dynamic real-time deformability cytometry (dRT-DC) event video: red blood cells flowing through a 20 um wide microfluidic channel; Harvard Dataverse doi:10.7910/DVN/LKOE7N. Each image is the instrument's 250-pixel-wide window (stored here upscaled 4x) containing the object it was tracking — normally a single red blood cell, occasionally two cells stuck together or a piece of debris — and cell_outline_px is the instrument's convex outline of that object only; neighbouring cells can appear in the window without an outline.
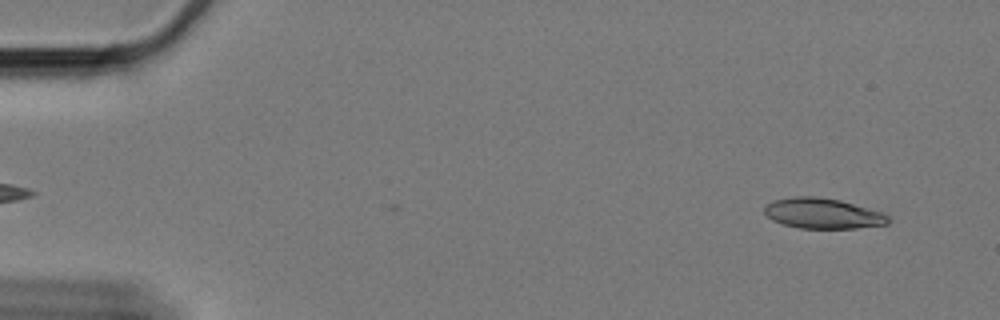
{"species": "Egyptian fruit bat (a non-hibernating species)", "species_latin": "Rousettus aegyptiacus", "temperature_condition": "cold", "stored_images_in_passage": 57, "camera_frame_rate_fps": 3000, "um_per_image_px": 0.085, "animal": {"sex": "female"}, "frame": {"image": 1, "passage_image": 1, "time_ms": 0.0, "image_size_px": [1000, 320], "cell_outline_px": [[892, 220], [888, 224], [856, 228], [800, 228], [784, 224], [772, 220], [764, 212], [764, 208], [772, 200], [796, 196], [816, 196], [840, 200], [884, 212]], "centroid_in_image_um": [69.98, 18.13], "position_along_channel_um": 15.0, "area_um2": 22.02}}
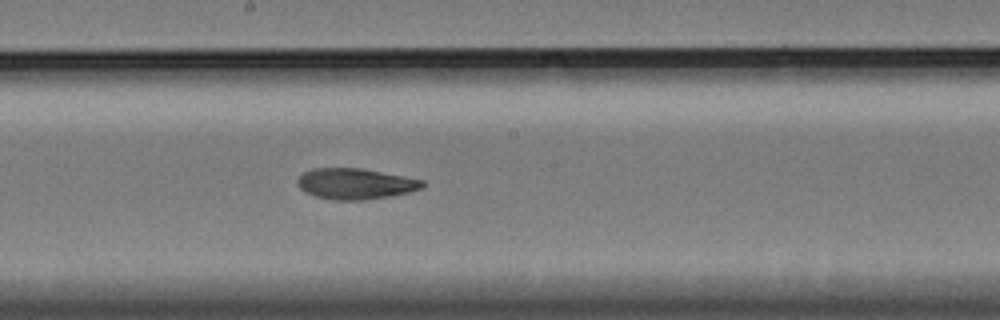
{"frame": {"image": 2, "passage_image": 30, "time_ms": 9.667, "image_size_px": [1000, 320], "cell_outline_px": [[424, 188], [408, 192], [388, 196], [364, 200], [332, 200], [316, 196], [304, 192], [296, 184], [296, 180], [304, 172], [312, 168], [360, 168], [424, 180]], "centroid_in_image_um": [30.17, 15.62], "position_along_channel_um": 218.0, "area_um2": 22.43}}
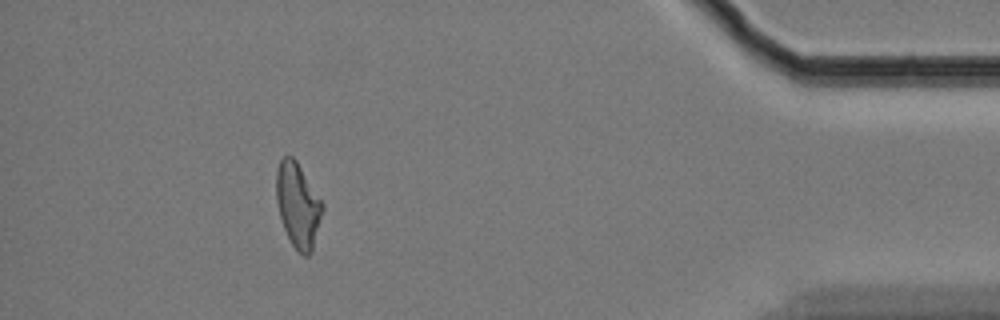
{"frame": {"image": 3, "passage_image": 52, "time_ms": 17.0, "image_size_px": [1000, 320], "cell_outline_px": [[324, 208], [312, 252], [308, 256], [304, 256], [292, 244], [284, 228], [280, 216], [276, 200], [276, 172], [280, 160], [284, 156], [292, 156], [296, 160], [324, 204]], "centroid_in_image_um": [25.33, 17.43], "position_along_channel_um": 409.9, "area_um2": 22.66}}